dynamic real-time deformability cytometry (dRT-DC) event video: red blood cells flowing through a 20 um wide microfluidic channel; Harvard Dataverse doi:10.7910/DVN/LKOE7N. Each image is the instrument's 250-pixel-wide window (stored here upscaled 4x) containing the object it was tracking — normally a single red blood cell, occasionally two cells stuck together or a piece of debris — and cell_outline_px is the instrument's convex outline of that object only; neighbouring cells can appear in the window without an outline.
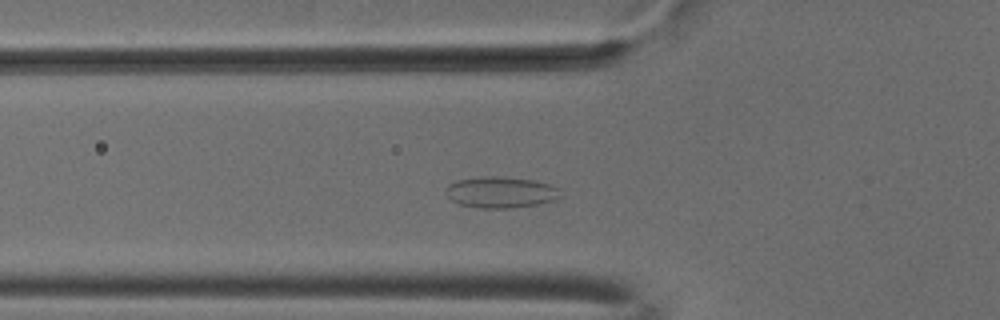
{"species": "common noctule bat (a hibernating species)", "species_latin": "Nyctalus noctula", "temperature_condition": "cold", "stored_images_in_passage": 46, "camera_frame_rate_fps": 3000, "um_per_image_px": 0.085, "animal": {"sex": "male", "body_mass_g": 18.8}, "frame": {"image": 1, "passage_image": 11, "time_ms": 3.333, "image_size_px": [1000, 320], "cell_outline_px": [[564, 196], [556, 200], [536, 204], [512, 208], [480, 208], [460, 204], [452, 200], [444, 192], [448, 184], [456, 180], [484, 176], [504, 176], [536, 180], [552, 184], [560, 188]], "centroid_in_image_um": [42.63, 16.33], "position_along_channel_um": 83.2, "area_um2": 21.33}}
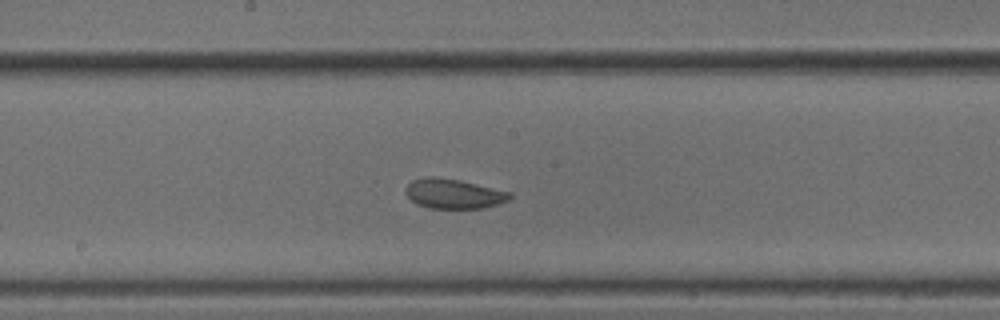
{"frame": {"image": 2, "passage_image": 21, "time_ms": 6.667, "image_size_px": [1000, 320], "cell_outline_px": [[512, 196], [508, 200], [484, 208], [428, 208], [416, 204], [404, 192], [408, 184], [412, 180], [428, 176], [432, 176], [460, 180], [512, 192]], "centroid_in_image_um": [38.55, 16.46], "position_along_channel_um": 209.7, "area_um2": 18.03}}
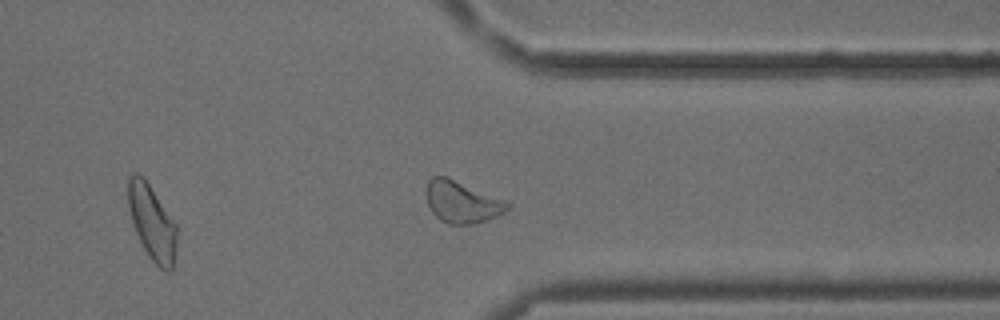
{"frame": {"image": 3, "passage_image": 34, "time_ms": 11.0, "image_size_px": [1000, 320], "cell_outline_px": [[512, 204], [504, 212], [496, 216], [476, 224], [448, 224], [440, 220], [432, 212], [428, 204], [424, 192], [428, 180], [432, 176], [448, 176], [504, 200]], "centroid_in_image_um": [39.22, 17.15], "position_along_channel_um": 372.2, "area_um2": 19.94}, "authors_computed_cell_mechanics": {"area_um2": 19.1896, "velocity_mm_per_s": 3.7804, "shape_relaxation_time_tau1_ms": null, "shape_relaxation_time_tau2_ms": 2.4519, "deformation_change_tau1": null, "deformation_change_tau2": 0.0679}}